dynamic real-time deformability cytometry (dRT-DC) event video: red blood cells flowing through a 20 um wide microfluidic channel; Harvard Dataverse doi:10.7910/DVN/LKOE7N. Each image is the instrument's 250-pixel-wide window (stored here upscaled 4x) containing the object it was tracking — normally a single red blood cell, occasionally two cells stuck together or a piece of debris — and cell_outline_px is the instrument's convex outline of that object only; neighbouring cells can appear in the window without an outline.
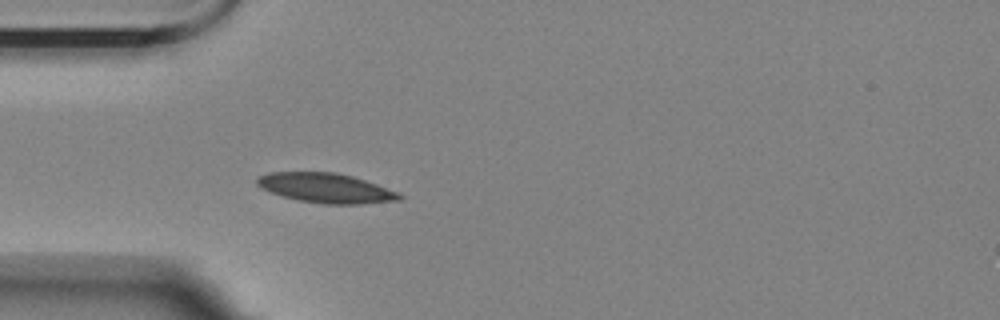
{"species": "Egyptian fruit bat (a non-hibernating species)", "species_latin": "Rousettus aegyptiacus", "temperature_condition": "room temperature", "stored_images_in_passage": 1, "camera_frame_rate_fps": 3000, "um_per_image_px": 0.085, "animal": {"sex": "female"}, "frame": {"image": 1, "passage_image": 1, "time_ms": 0.0, "image_size_px": [1000, 320], "cell_outline_px": [[404, 196], [400, 200], [360, 204], [324, 204], [296, 200], [280, 196], [268, 192], [260, 188], [256, 184], [256, 176], [268, 172], [336, 172], [352, 176], [376, 184], [396, 192]], "centroid_in_image_um": [27.61, 15.98], "position_along_channel_um": 57.4, "area_um2": 24.8}}